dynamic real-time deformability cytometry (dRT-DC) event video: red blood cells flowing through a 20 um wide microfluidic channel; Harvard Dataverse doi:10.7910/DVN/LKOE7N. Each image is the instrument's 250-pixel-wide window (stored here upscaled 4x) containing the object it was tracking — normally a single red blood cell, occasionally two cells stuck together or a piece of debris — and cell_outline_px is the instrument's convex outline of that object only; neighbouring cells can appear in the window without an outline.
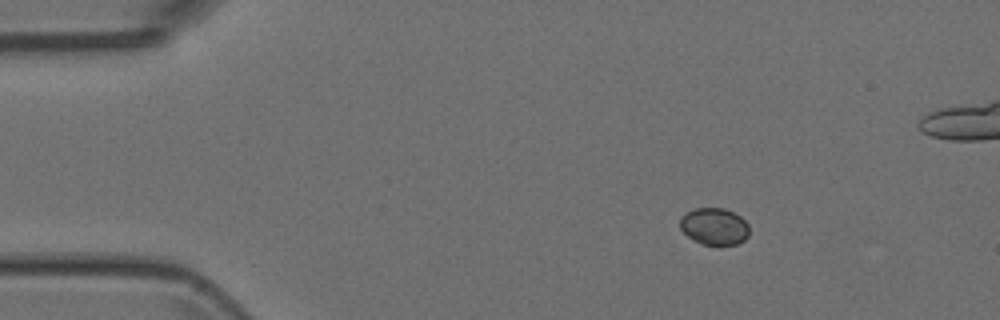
{"species": "Egyptian fruit bat (a non-hibernating species)", "species_latin": "Rousettus aegyptiacus", "temperature_condition": "room temperature", "stored_images_in_passage": 4, "camera_frame_rate_fps": 3000, "um_per_image_px": 0.085, "animal": {"sex": "female"}, "frame": {"image": 1, "passage_image": 2, "time_ms": 0.333, "image_size_px": [1000, 320], "cell_outline_px": [[748, 236], [744, 240], [736, 244], [720, 248], [700, 244], [692, 240], [680, 228], [680, 216], [692, 208], [724, 208], [740, 216], [748, 224]], "centroid_in_image_um": [60.7, 19.28], "position_along_channel_um": 24.3, "area_um2": 15.43}}